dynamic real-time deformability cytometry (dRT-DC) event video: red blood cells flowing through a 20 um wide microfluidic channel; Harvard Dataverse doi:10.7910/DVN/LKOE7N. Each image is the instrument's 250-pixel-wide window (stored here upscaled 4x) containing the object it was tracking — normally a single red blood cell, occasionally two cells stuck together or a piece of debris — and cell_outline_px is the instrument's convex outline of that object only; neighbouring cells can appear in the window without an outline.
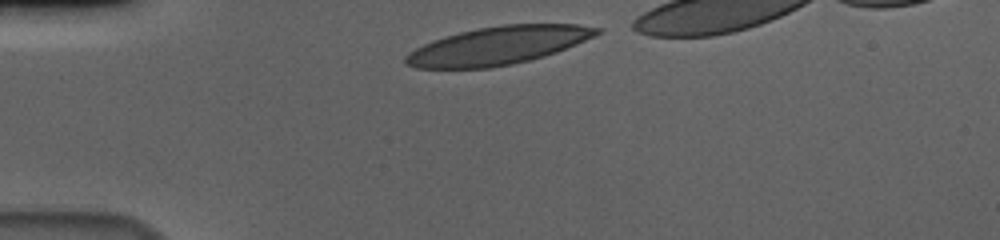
{"species": "human", "species_latin": "Homo sapiens", "temperature_condition": "cold", "stored_images_in_passage": 33, "camera_frame_rate_fps": 3000, "um_per_image_px": 0.085, "donor": {"sex": "male"}, "frame": {"image": 1, "passage_image": 1, "time_ms": 0.0, "image_size_px": [1000, 240], "cell_outline_px": [[604, 32], [596, 36], [556, 52], [544, 56], [512, 64], [488, 68], [416, 68], [404, 64], [404, 56], [408, 52], [432, 40], [444, 36], [460, 32], [480, 28], [504, 24], [576, 24], [604, 28]], "centroid_in_image_um": [42.35, 3.87], "position_along_channel_um": 42.6, "area_um2": 42.43}}
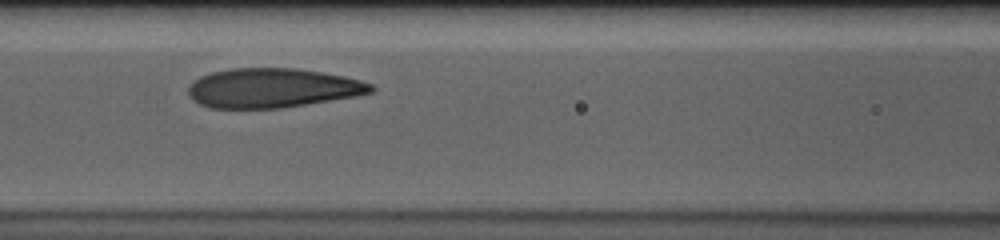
{"frame": {"image": 2, "passage_image": 12, "time_ms": 3.667, "image_size_px": [1000, 240], "cell_outline_px": [[376, 88], [372, 92], [356, 96], [280, 108], [208, 108], [192, 100], [188, 92], [188, 88], [200, 76], [212, 72], [232, 68], [296, 68], [344, 76], [360, 80], [372, 84]], "centroid_in_image_um": [23.16, 7.48], "position_along_channel_um": 143.4, "area_um2": 41.79}}
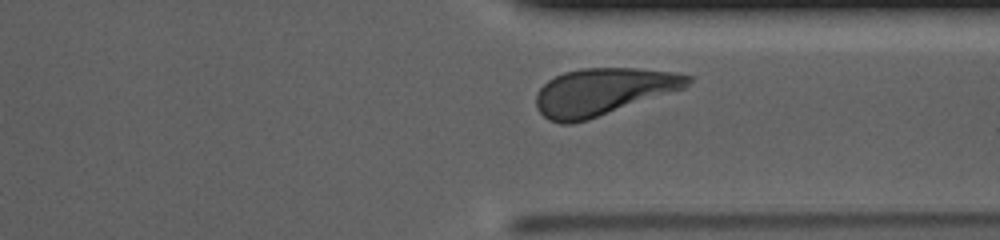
{"frame": {"image": 3, "passage_image": 30, "time_ms": 9.667, "image_size_px": [1000, 240], "cell_outline_px": [[692, 80], [684, 88], [588, 120], [572, 124], [560, 124], [548, 120], [536, 108], [536, 92], [548, 80], [564, 72], [580, 68], [636, 68], [672, 72], [692, 76]], "centroid_in_image_um": [51.21, 7.8], "position_along_channel_um": 360.2, "area_um2": 41.56}, "authors_computed_cell_mechanics": {"area_um2": 42.6564, "velocity_mm_per_s": 3.6164, "shape_relaxation_time_tau1_ms": 2.8029, "shape_relaxation_time_tau2_ms": 1.0331, "deformation_change_tau1": 0.1491, "deformation_change_tau2": 0.0746}}